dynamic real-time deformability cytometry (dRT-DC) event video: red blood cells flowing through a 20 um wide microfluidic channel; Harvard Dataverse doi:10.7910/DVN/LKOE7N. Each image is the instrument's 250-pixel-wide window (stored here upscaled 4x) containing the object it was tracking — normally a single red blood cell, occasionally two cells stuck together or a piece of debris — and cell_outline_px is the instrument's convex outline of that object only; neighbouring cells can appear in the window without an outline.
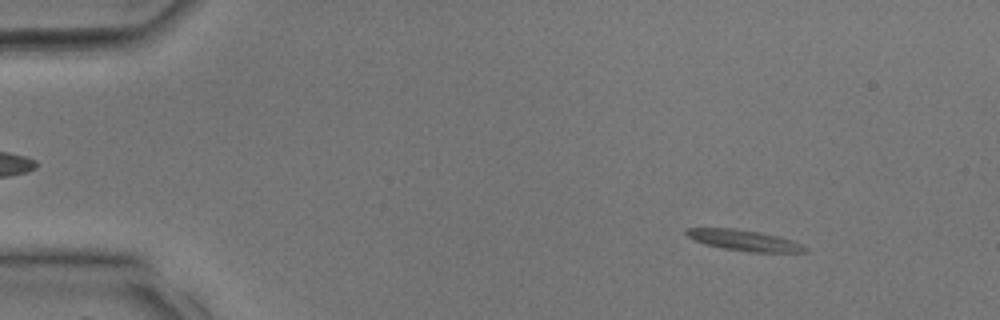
{"species": "common noctule bat (a hibernating species)", "species_latin": "Nyctalus noctula", "temperature_condition": "room temperature", "stored_images_in_passage": 21, "camera_frame_rate_fps": 3000, "um_per_image_px": 0.085, "animal": {"sex": "male", "body_mass_g": 17.9, "forearm_length_mm": 54.2}, "frame": {"image": 1, "passage_image": 4, "time_ms": 1.0, "image_size_px": [1000, 320], "cell_outline_px": [[808, 252], [752, 252], [724, 248], [704, 244], [688, 236], [684, 232], [688, 228], [736, 228], [760, 232], [792, 240], [808, 248]], "centroid_in_image_um": [63.26, 20.42], "position_along_channel_um": 21.7, "area_um2": 14.22}}
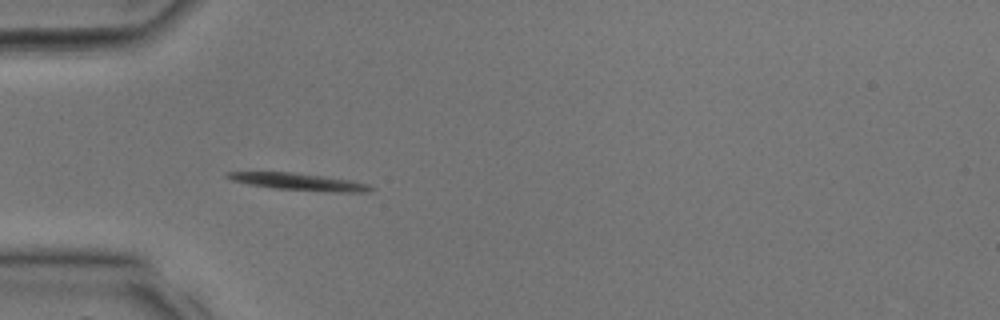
{"frame": {"image": 2, "passage_image": 10, "time_ms": 3.0, "image_size_px": [1000, 320], "cell_outline_px": [[376, 188], [368, 192], [340, 192], [276, 188], [248, 184], [232, 180], [224, 176], [228, 172], [292, 172], [324, 176], [348, 180], [368, 184]], "centroid_in_image_um": [25.42, 15.44], "position_along_channel_um": 59.6, "area_um2": 13.93}}
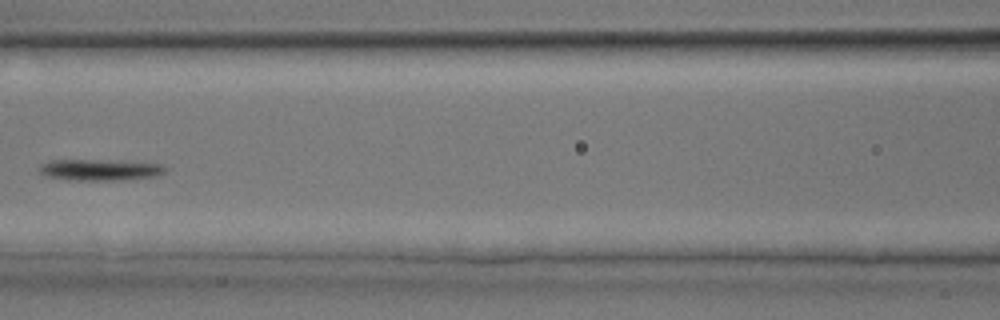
{"frame": {"image": 3, "passage_image": 15, "time_ms": 4.667, "image_size_px": [1000, 320], "cell_outline_px": [[168, 168], [164, 172], [156, 176], [112, 180], [68, 180], [44, 176], [36, 168], [40, 164], [48, 160], [96, 160], [160, 164]], "centroid_in_image_um": [8.37, 14.44], "position_along_channel_um": 158.2, "area_um2": 15.43}}